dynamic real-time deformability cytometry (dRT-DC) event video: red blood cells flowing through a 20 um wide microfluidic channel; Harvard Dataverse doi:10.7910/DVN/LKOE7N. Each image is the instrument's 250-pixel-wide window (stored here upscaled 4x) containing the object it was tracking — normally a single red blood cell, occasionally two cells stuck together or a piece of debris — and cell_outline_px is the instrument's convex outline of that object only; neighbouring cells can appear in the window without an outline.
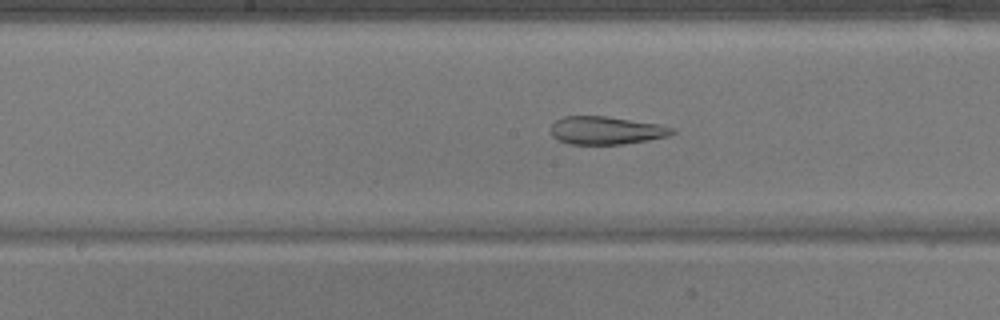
{"species": "common noctule bat (a hibernating species)", "species_latin": "Nyctalus noctula", "temperature_condition": "warm", "stored_images_in_passage": 50, "camera_frame_rate_fps": 3000, "um_per_image_px": 0.085, "animal": {"sex": "male", "body_mass_g": 17.9}, "frame": {"image": 1, "passage_image": 26, "time_ms": 8.333, "image_size_px": [1000, 320], "cell_outline_px": [[676, 132], [668, 136], [648, 140], [624, 144], [568, 144], [552, 136], [552, 124], [556, 120], [564, 116], [604, 116], [656, 124], [672, 128]], "centroid_in_image_um": [51.5, 11.09], "position_along_channel_um": 196.7, "area_um2": 19.48}}
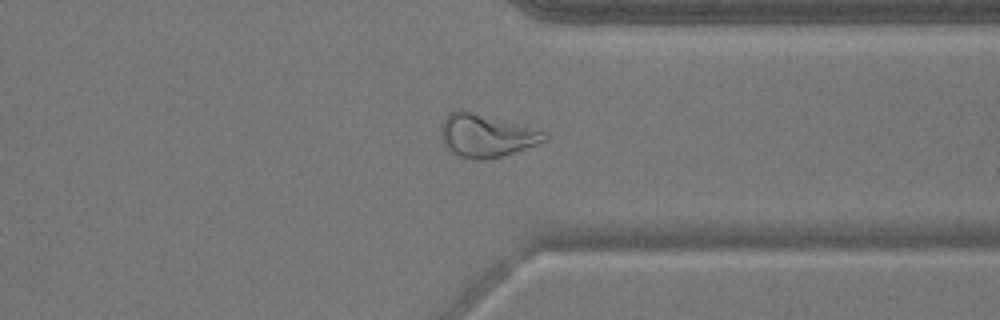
{"frame": {"image": 2, "passage_image": 39, "time_ms": 12.667, "image_size_px": [1000, 320], "cell_outline_px": [[548, 140], [516, 152], [504, 156], [484, 160], [476, 160], [456, 156], [448, 152], [440, 136], [440, 128], [448, 112], [456, 108], [464, 108], [548, 132]], "centroid_in_image_um": [41.3, 11.51], "position_along_channel_um": 370.1, "area_um2": 26.88}}
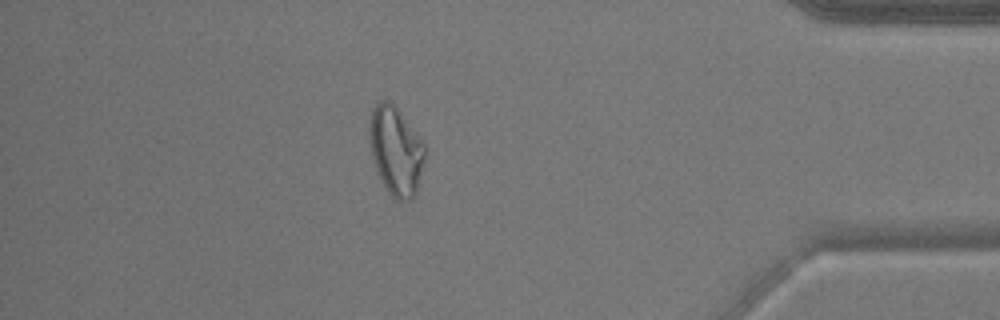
{"frame": {"image": 3, "passage_image": 44, "time_ms": 14.333, "image_size_px": [1000, 320], "cell_outline_px": [[424, 160], [416, 196], [412, 200], [396, 200], [388, 192], [376, 168], [372, 156], [368, 132], [368, 128], [372, 108], [376, 100], [388, 100], [400, 112], [424, 144]], "centroid_in_image_um": [33.63, 12.81], "position_along_channel_um": 401.6, "area_um2": 28.44}}